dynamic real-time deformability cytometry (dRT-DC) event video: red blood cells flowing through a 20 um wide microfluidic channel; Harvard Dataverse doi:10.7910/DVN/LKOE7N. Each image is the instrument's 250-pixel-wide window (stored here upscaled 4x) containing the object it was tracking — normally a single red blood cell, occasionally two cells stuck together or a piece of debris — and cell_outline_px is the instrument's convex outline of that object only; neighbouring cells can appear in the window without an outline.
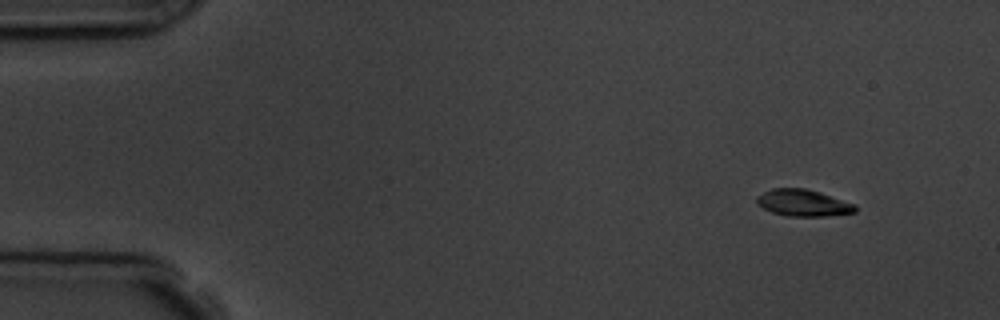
{"species": "common noctule bat (a hibernating species)", "species_latin": "Nyctalus noctula", "temperature_condition": "room temperature", "stored_images_in_passage": 5, "camera_frame_rate_fps": 3000, "um_per_image_px": 0.085, "animal": {"sex": "male", "body_mass_g": 19.5, "forearm_length_mm": 54.6}, "frame": {"image": 1, "passage_image": 1, "time_ms": 0.0, "image_size_px": [1000, 320], "cell_outline_px": [[856, 212], [824, 216], [788, 216], [772, 212], [756, 204], [756, 196], [772, 188], [804, 188], [820, 192], [856, 204]], "centroid_in_image_um": [68.26, 17.24], "position_along_channel_um": 16.7, "area_um2": 15.32}}
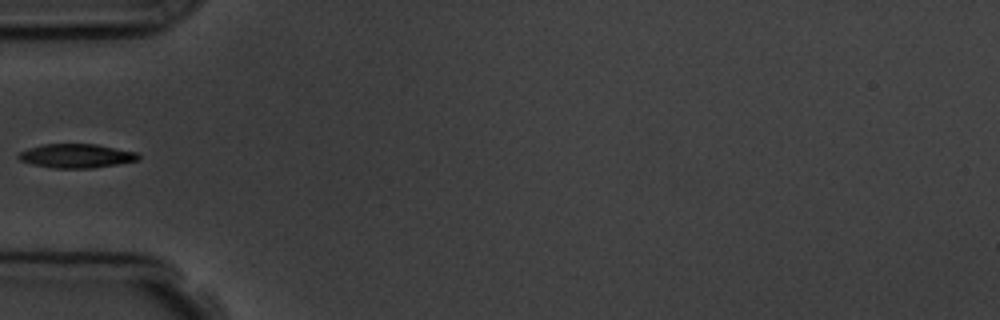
{"frame": {"image": 2, "passage_image": 4, "time_ms": 4.333, "image_size_px": [1000, 320], "cell_outline_px": [[140, 160], [92, 168], [52, 168], [32, 164], [20, 160], [16, 156], [20, 152], [28, 148], [44, 144], [96, 144], [136, 152], [140, 156]], "centroid_in_image_um": [6.48, 13.25], "position_along_channel_um": 78.5, "area_um2": 16.7}}